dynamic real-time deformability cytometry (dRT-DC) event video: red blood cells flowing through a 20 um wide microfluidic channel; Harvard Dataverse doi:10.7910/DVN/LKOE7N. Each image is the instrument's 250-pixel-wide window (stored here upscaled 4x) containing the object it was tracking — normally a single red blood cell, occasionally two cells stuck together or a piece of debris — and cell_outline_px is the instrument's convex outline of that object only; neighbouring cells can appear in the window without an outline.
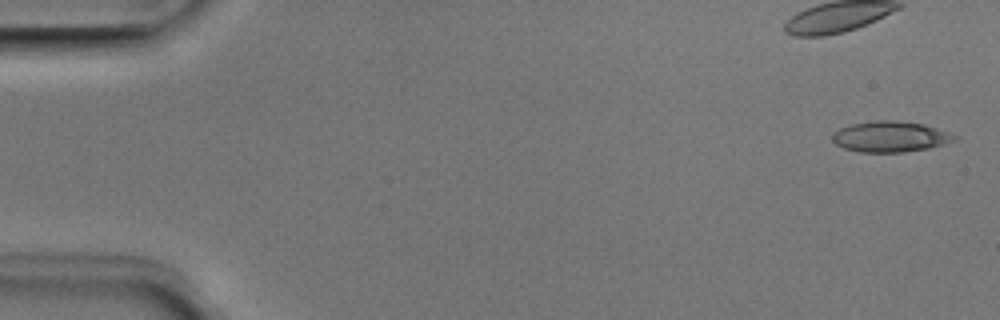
{"species": "Egyptian fruit bat (a non-hibernating species)", "species_latin": "Rousettus aegyptiacus", "temperature_condition": "room temperature", "stored_images_in_passage": 5, "camera_frame_rate_fps": 3000, "um_per_image_px": 0.085, "animal": {"sex": "male"}, "frame": {"image": 1, "passage_image": 1, "time_ms": 0.0, "image_size_px": [1000, 320], "cell_outline_px": [[960, 136], [956, 140], [944, 144], [928, 148], [904, 152], [860, 152], [844, 148], [836, 144], [832, 140], [832, 136], [840, 128], [852, 124], [876, 120], [892, 120], [924, 124]], "centroid_in_image_um": [75.7, 11.62], "position_along_channel_um": 9.3, "area_um2": 21.79}}
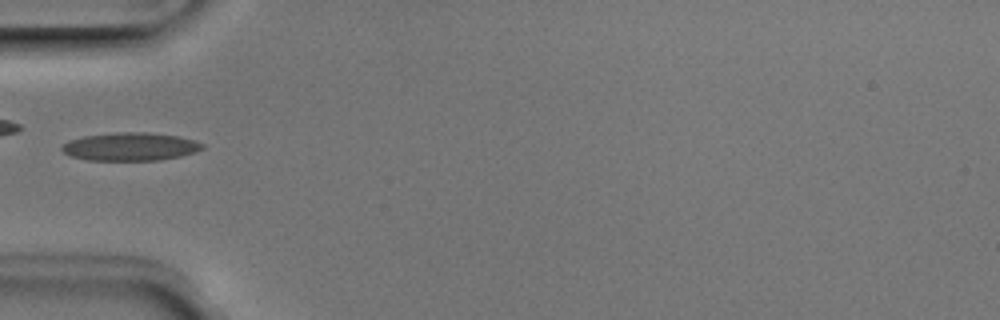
{"frame": {"image": 2, "passage_image": 5, "time_ms": 1.333, "image_size_px": [1000, 320], "cell_outline_px": [[204, 148], [196, 152], [180, 156], [160, 160], [88, 160], [72, 156], [64, 152], [60, 148], [68, 140], [84, 136], [116, 132], [148, 132], [176, 136], [192, 140], [204, 144]], "centroid_in_image_um": [11.07, 12.46], "position_along_channel_um": 73.9, "area_um2": 22.89}}